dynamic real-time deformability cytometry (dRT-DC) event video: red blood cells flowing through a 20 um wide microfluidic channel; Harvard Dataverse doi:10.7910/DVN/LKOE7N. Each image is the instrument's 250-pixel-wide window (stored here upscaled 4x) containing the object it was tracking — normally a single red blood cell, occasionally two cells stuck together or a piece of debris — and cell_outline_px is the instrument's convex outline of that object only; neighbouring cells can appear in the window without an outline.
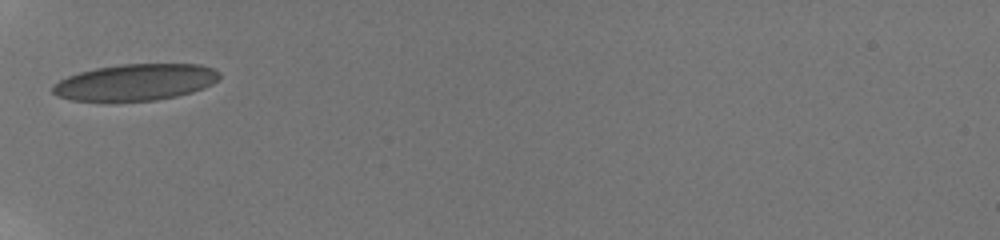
{"species": "human", "species_latin": "Homo sapiens", "temperature_condition": "room temperature", "stored_images_in_passage": 3, "camera_frame_rate_fps": 3000, "um_per_image_px": 0.085, "donor": {"sex": "male"}, "frame": {"image": 1, "passage_image": 1, "time_ms": 0.0, "image_size_px": [1000, 240], "cell_outline_px": [[220, 80], [204, 88], [192, 92], [176, 96], [156, 100], [72, 100], [60, 96], [52, 92], [52, 84], [68, 76], [80, 72], [96, 68], [120, 64], [200, 64], [212, 68], [220, 72]], "centroid_in_image_um": [11.56, 6.97], "position_along_channel_um": 73.4, "area_um2": 35.2}}
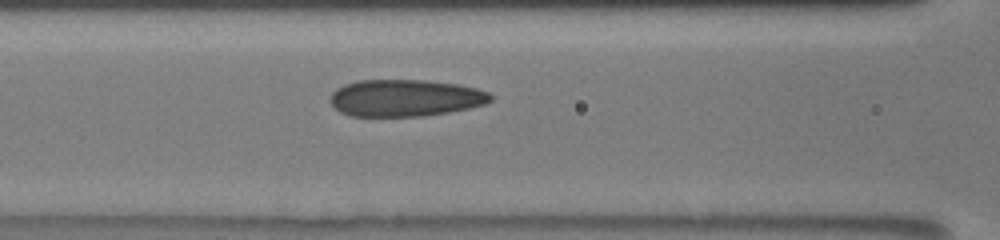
{"frame": {"image": 2, "passage_image": 3, "time_ms": 1.667, "image_size_px": [1000, 240], "cell_outline_px": [[492, 100], [484, 104], [468, 108], [448, 112], [424, 116], [348, 116], [340, 112], [328, 100], [332, 92], [336, 88], [344, 84], [356, 80], [424, 80], [456, 84], [476, 88], [488, 92], [492, 96]], "centroid_in_image_um": [34.4, 8.32], "position_along_channel_um": 132.2, "area_um2": 34.62}}